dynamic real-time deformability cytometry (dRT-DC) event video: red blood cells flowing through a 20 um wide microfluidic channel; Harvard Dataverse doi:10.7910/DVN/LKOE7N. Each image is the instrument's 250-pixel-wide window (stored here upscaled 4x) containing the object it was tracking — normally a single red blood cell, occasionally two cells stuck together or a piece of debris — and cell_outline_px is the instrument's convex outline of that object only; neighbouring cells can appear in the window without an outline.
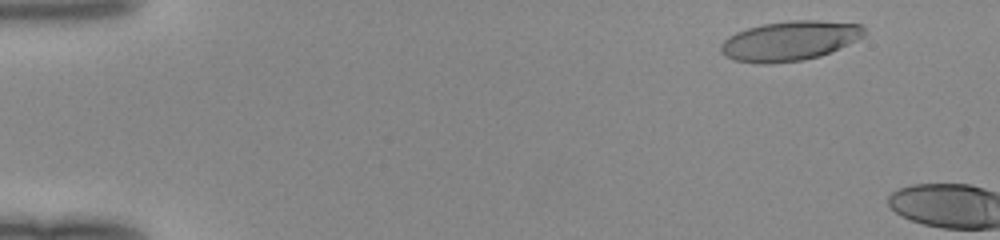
{"species": "human", "species_latin": "Homo sapiens", "temperature_condition": "room temperature", "stored_images_in_passage": 7, "camera_frame_rate_fps": 3000, "um_per_image_px": 0.085, "donor": {"sex": "female"}, "frame": {"image": 1, "passage_image": 4, "time_ms": 1.0, "image_size_px": [1000, 240], "cell_outline_px": [[868, 32], [864, 36], [848, 44], [820, 56], [804, 60], [768, 64], [756, 64], [732, 60], [724, 56], [720, 52], [720, 44], [728, 36], [736, 32], [748, 28], [764, 24], [788, 20], [816, 20], [860, 24]], "centroid_in_image_um": [67.09, 3.48], "position_along_channel_um": 17.9, "area_um2": 33.41}}